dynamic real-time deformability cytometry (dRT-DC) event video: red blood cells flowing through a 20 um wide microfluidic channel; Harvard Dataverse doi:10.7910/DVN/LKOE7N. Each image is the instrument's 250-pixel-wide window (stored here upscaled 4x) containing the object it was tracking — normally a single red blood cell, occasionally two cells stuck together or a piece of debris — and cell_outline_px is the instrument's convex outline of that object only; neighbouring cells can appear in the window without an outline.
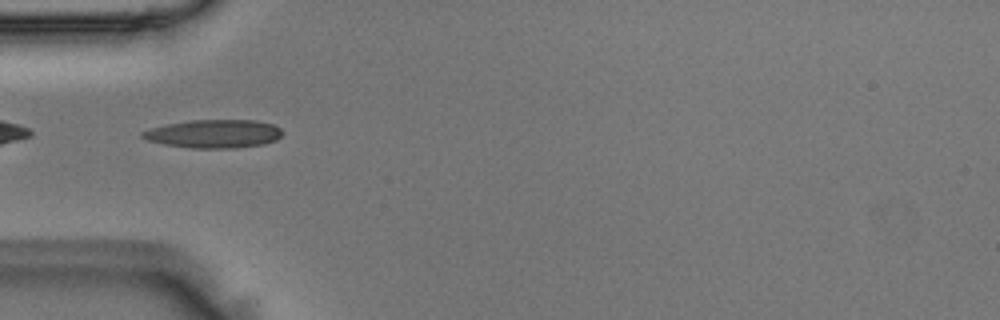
{"species": "Egyptian fruit bat (a non-hibernating species)", "species_latin": "Rousettus aegyptiacus", "temperature_condition": "room temperature", "stored_images_in_passage": 37, "camera_frame_rate_fps": 3000, "um_per_image_px": 0.085, "animal": {"sex": "male"}, "frame": {"image": 1, "passage_image": 2, "time_ms": 0.333, "image_size_px": [1000, 320], "cell_outline_px": [[284, 132], [276, 140], [264, 144], [232, 148], [192, 148], [164, 144], [148, 140], [140, 136], [140, 132], [152, 128], [168, 124], [188, 120], [256, 120], [272, 124], [280, 128]], "centroid_in_image_um": [18.19, 11.37], "position_along_channel_um": 66.8, "area_um2": 23.06}}
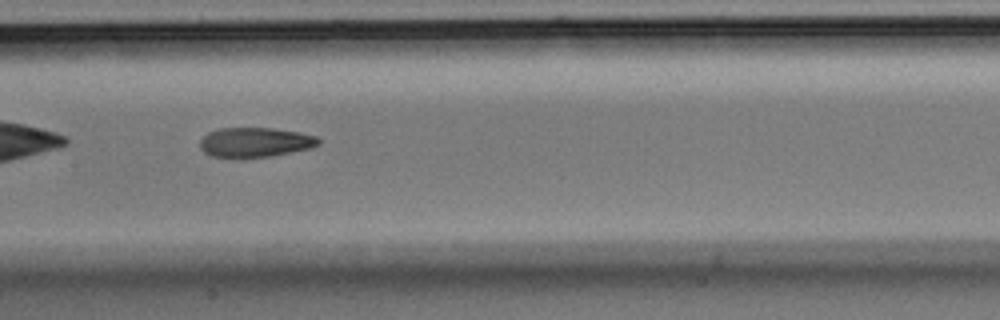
{"frame": {"image": 2, "passage_image": 11, "time_ms": 3.333, "image_size_px": [1000, 320], "cell_outline_px": [[320, 144], [312, 148], [268, 156], [212, 156], [204, 152], [200, 148], [200, 140], [208, 132], [220, 128], [272, 128], [296, 132], [316, 136], [320, 140]], "centroid_in_image_um": [21.69, 12.07], "position_along_channel_um": 185.7, "area_um2": 20.0}}
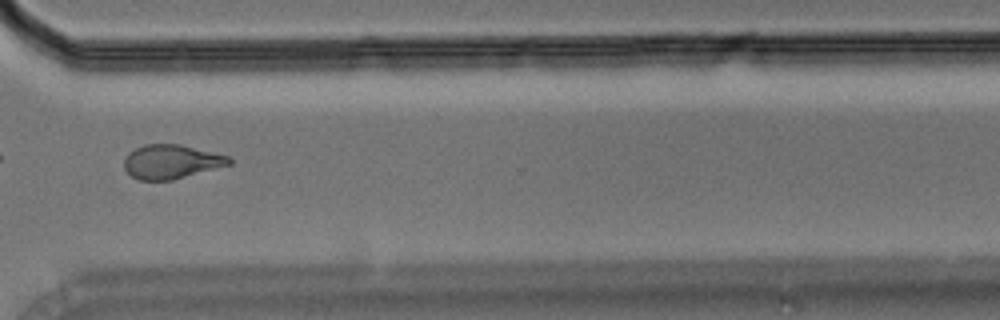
{"frame": {"image": 3, "passage_image": 24, "time_ms": 7.667, "image_size_px": [1000, 320], "cell_outline_px": [[232, 164], [172, 180], [140, 180], [132, 176], [124, 168], [124, 160], [128, 152], [144, 144], [180, 144], [228, 156], [232, 160]], "centroid_in_image_um": [14.55, 13.74], "position_along_channel_um": 356.1, "area_um2": 20.75}}